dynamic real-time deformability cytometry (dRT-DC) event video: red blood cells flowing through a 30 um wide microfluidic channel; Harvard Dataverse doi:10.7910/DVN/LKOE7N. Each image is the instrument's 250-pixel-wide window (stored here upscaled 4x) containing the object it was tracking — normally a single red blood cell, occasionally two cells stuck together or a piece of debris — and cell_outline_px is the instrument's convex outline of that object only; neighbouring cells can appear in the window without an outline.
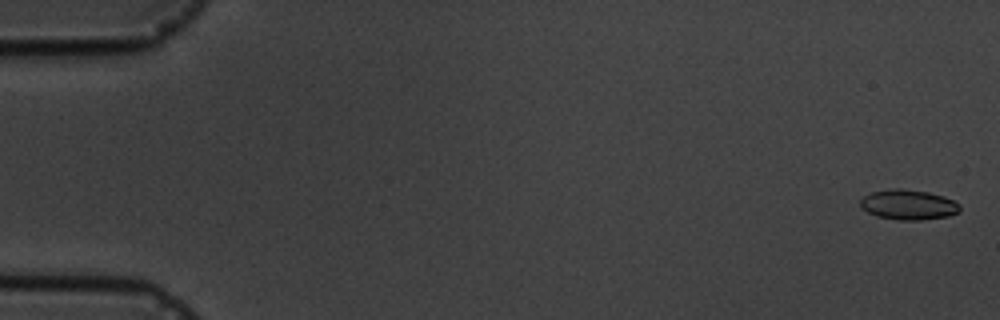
{"species": "common noctule bat (a hibernating species)", "species_latin": "Nyctalus noctula", "temperature_condition": "cold", "stored_images_in_passage": 6, "camera_frame_rate_fps": 3000, "um_per_image_px": 0.085, "animal": {"sex": "male", "body_mass_g": 19.5, "forearm_length_mm": 54.6}, "frame": {"image": 1, "passage_image": 1, "time_ms": 0.0, "image_size_px": [1000, 320], "cell_outline_px": [[960, 212], [948, 216], [920, 220], [900, 220], [876, 216], [860, 208], [860, 200], [864, 196], [872, 192], [892, 188], [900, 188], [928, 192], [944, 196], [960, 204]], "centroid_in_image_um": [77.21, 17.4], "position_along_channel_um": 7.8, "area_um2": 17.51}}
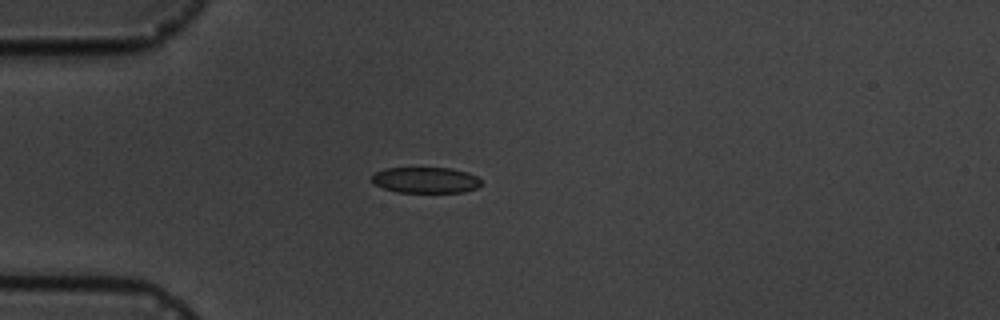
{"frame": {"image": 2, "passage_image": 5, "time_ms": 4.667, "image_size_px": [1000, 320], "cell_outline_px": [[484, 184], [476, 188], [464, 192], [396, 192], [384, 188], [376, 184], [372, 180], [372, 176], [376, 172], [384, 168], [452, 168], [468, 172], [476, 176]], "centroid_in_image_um": [36.22, 15.3], "position_along_channel_um": 48.8, "area_um2": 16.53}}